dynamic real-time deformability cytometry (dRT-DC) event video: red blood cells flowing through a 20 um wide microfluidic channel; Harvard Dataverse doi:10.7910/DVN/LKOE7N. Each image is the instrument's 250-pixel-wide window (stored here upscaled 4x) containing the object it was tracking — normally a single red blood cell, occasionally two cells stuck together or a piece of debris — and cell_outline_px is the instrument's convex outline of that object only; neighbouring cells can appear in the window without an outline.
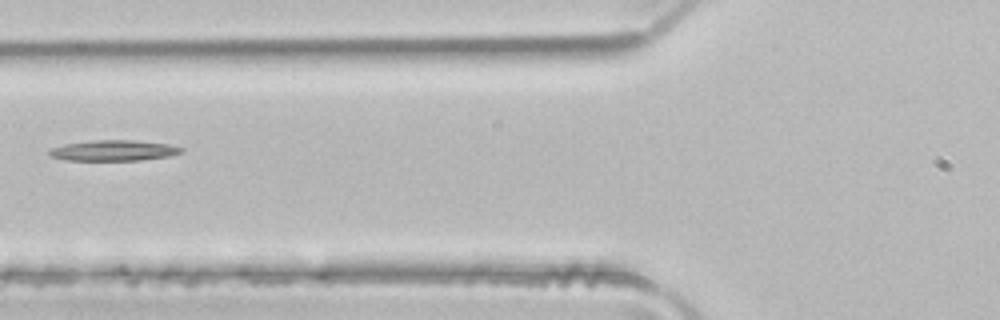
{"species": "common noctule bat (a hibernating species)", "species_latin": "Nyctalus noctula", "temperature_condition": "room temperature", "stored_images_in_passage": 4, "camera_frame_rate_fps": 3000, "um_per_image_px": 0.085, "animal": {"sex": "male", "body_mass_g": 21.5, "forearm_length_mm": 52.0}, "frame": {"image": 1, "passage_image": 3, "time_ms": 0.667, "image_size_px": [1000, 320], "cell_outline_px": [[184, 152], [168, 156], [140, 160], [64, 160], [52, 156], [48, 152], [52, 148], [64, 144], [96, 140], [136, 140], [168, 144], [184, 148]], "centroid_in_image_um": [9.7, 12.79], "position_along_channel_um": 116.1, "area_um2": 15.78}}
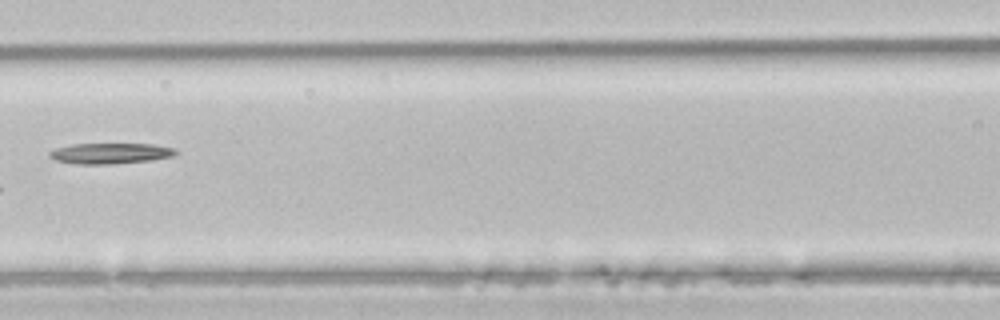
{"frame": {"image": 2, "passage_image": 4, "time_ms": 1.0, "image_size_px": [1000, 320], "cell_outline_px": [[180, 152], [172, 156], [152, 160], [112, 164], [76, 164], [56, 160], [48, 156], [48, 152], [56, 148], [72, 144], [152, 144], [176, 148]], "centroid_in_image_um": [9.4, 13.03], "position_along_channel_um": 157.2, "area_um2": 15.32}}